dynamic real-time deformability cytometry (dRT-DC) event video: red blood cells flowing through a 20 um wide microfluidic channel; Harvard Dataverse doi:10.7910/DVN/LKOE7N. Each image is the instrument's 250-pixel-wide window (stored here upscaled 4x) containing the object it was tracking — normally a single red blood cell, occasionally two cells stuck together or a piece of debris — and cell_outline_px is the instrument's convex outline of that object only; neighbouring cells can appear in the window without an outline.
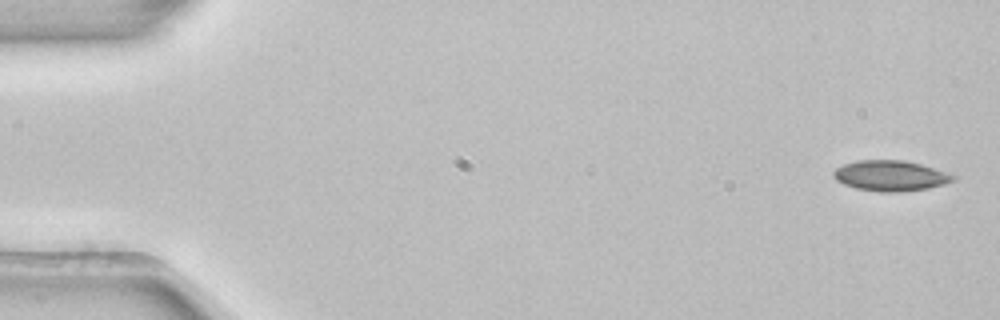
{"species": "common noctule bat (a hibernating species)", "species_latin": "Nyctalus noctula", "temperature_condition": "room temperature", "stored_images_in_passage": 5, "camera_frame_rate_fps": 3000, "um_per_image_px": 0.085, "animal": {"sex": "female", "body_mass_g": 22.7, "forearm_length_mm": 54.2}, "frame": {"image": 1, "passage_image": 1, "time_ms": 0.0, "image_size_px": [1000, 320], "cell_outline_px": [[956, 180], [944, 184], [928, 188], [900, 192], [880, 192], [856, 188], [844, 184], [836, 180], [832, 176], [832, 172], [836, 168], [844, 164], [856, 160], [904, 160], [920, 164], [956, 176]], "centroid_in_image_um": [75.65, 14.94], "position_along_channel_um": 9.3, "area_um2": 21.21}}
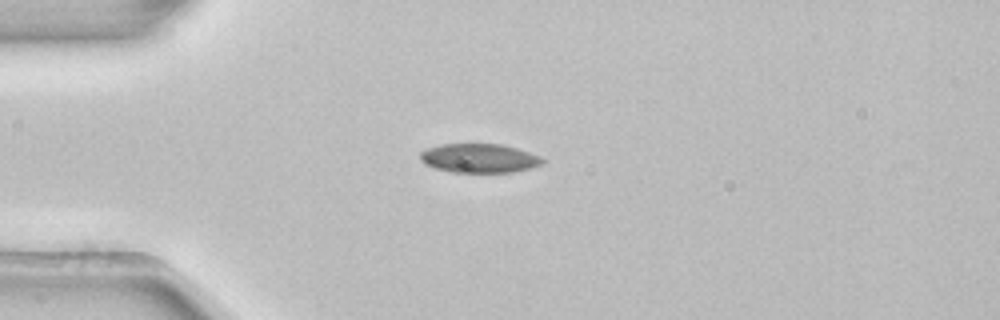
{"frame": {"image": 2, "passage_image": 4, "time_ms": 1.0, "image_size_px": [1000, 320], "cell_outline_px": [[544, 164], [512, 172], [452, 172], [436, 168], [424, 164], [420, 160], [420, 152], [428, 148], [440, 144], [500, 144], [516, 148], [540, 156], [544, 160]], "centroid_in_image_um": [40.71, 13.44], "position_along_channel_um": 44.3, "area_um2": 20.58}}
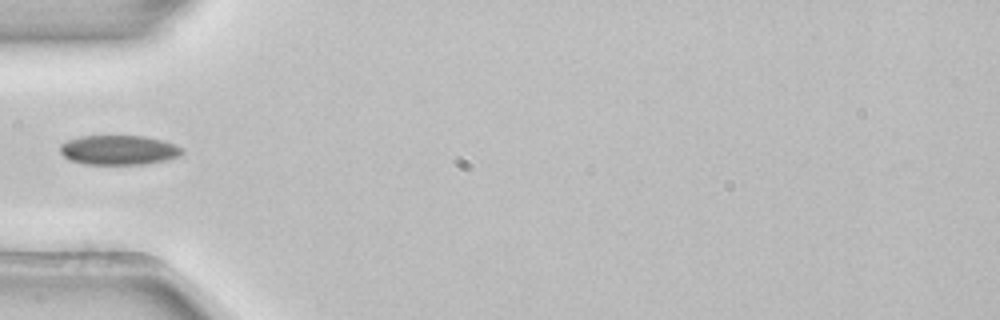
{"frame": {"image": 3, "passage_image": 5, "time_ms": 1.333, "image_size_px": [1000, 320], "cell_outline_px": [[184, 152], [180, 156], [168, 160], [144, 164], [84, 164], [72, 160], [64, 156], [60, 152], [60, 144], [68, 140], [80, 136], [144, 136], [160, 140], [184, 148]], "centroid_in_image_um": [10.11, 12.75], "position_along_channel_um": 74.9, "area_um2": 20.98}}